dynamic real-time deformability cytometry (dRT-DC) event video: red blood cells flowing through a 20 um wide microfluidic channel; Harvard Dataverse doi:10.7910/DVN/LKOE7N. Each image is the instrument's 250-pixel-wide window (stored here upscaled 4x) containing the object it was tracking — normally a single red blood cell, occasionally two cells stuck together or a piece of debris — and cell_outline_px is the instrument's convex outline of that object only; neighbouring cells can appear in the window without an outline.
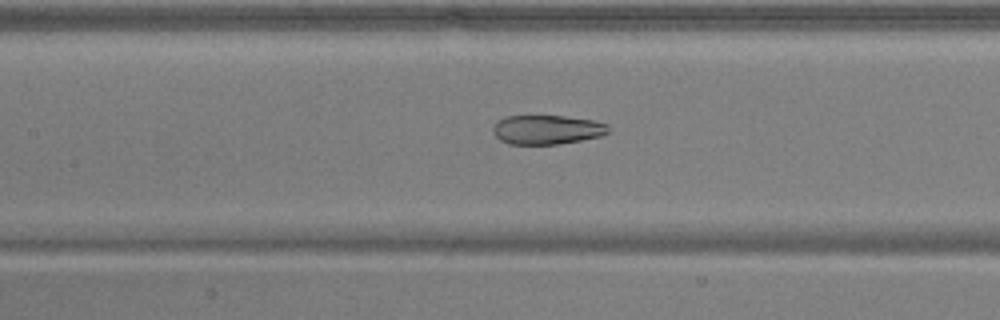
{"species": "common noctule bat (a hibernating species)", "species_latin": "Nyctalus noctula", "temperature_condition": "warm", "stored_images_in_passage": 51, "camera_frame_rate_fps": 3000, "um_per_image_px": 0.085, "animal": {"sex": "male", "body_mass_g": 17.9, "forearm_length_mm": 54.2}, "frame": {"image": 1, "passage_image": 24, "time_ms": 7.667, "image_size_px": [1000, 320], "cell_outline_px": [[608, 132], [600, 136], [580, 140], [556, 144], [508, 144], [500, 140], [492, 132], [492, 128], [504, 116], [564, 116], [596, 120], [608, 124]], "centroid_in_image_um": [46.49, 11.01], "position_along_channel_um": 160.9, "area_um2": 19.59}}
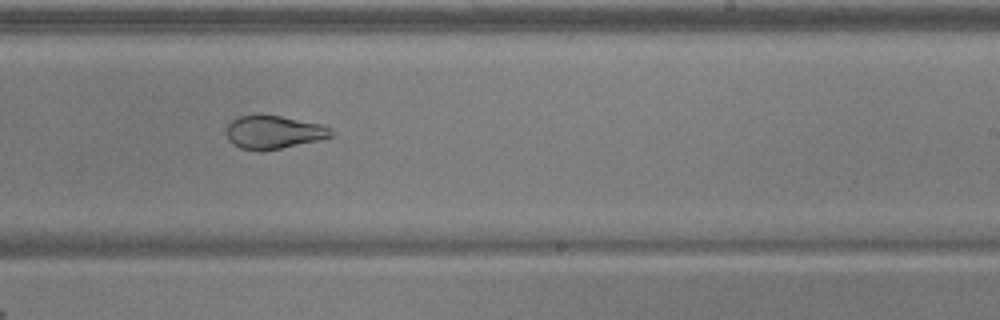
{"frame": {"image": 2, "passage_image": 32, "time_ms": 10.333, "image_size_px": [1000, 320], "cell_outline_px": [[332, 136], [316, 140], [280, 148], [260, 152], [240, 148], [232, 144], [228, 140], [224, 132], [228, 124], [232, 120], [240, 116], [280, 116], [320, 124], [328, 128], [332, 132]], "centroid_in_image_um": [23.16, 11.26], "position_along_channel_um": 265.8, "area_um2": 19.94}}
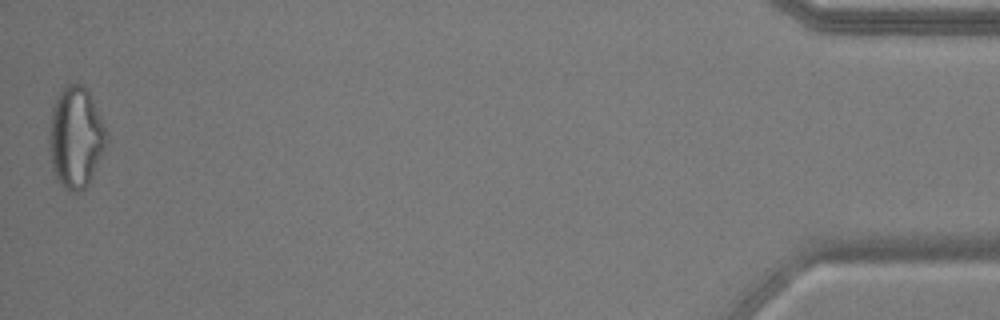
{"frame": {"image": 3, "passage_image": 51, "time_ms": 16.667, "image_size_px": [1000, 320], "cell_outline_px": [[108, 140], [92, 176], [88, 184], [80, 192], [68, 192], [56, 180], [52, 172], [48, 148], [48, 132], [52, 108], [56, 96], [68, 84], [76, 80], [88, 92], [108, 132]], "centroid_in_image_um": [6.4, 11.71], "position_along_channel_um": 428.8, "area_um2": 34.22}, "authors_computed_cell_mechanics": {"area_um2": 25.143, "velocity_mm_per_s": 3.9505, "shape_relaxation_time_tau1_ms": null, "shape_relaxation_time_tau2_ms": 0.9523, "deformation_change_tau1": null, "deformation_change_tau2": 0.0651}}